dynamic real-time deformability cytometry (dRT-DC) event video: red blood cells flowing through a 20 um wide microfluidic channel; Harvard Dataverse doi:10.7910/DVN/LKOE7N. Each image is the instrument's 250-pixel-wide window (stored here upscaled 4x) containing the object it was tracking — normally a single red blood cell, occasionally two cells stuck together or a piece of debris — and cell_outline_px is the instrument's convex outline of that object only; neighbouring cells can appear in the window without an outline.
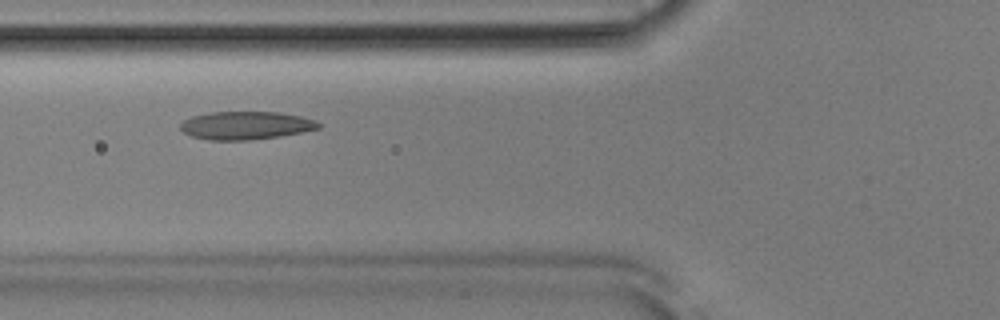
{"species": "Egyptian fruit bat (a non-hibernating species)", "species_latin": "Rousettus aegyptiacus", "temperature_condition": "room temperature", "stored_images_in_passage": 46, "camera_frame_rate_fps": 3000, "um_per_image_px": 0.085, "animal": {"sex": "male"}, "frame": {"image": 1, "passage_image": 13, "time_ms": 4.0, "image_size_px": [1000, 320], "cell_outline_px": [[320, 128], [280, 136], [252, 140], [208, 140], [192, 136], [184, 132], [180, 128], [180, 124], [184, 120], [192, 116], [212, 112], [280, 112], [300, 116], [316, 120], [320, 124]], "centroid_in_image_um": [20.89, 10.66], "position_along_channel_um": 104.9, "area_um2": 22.54}}
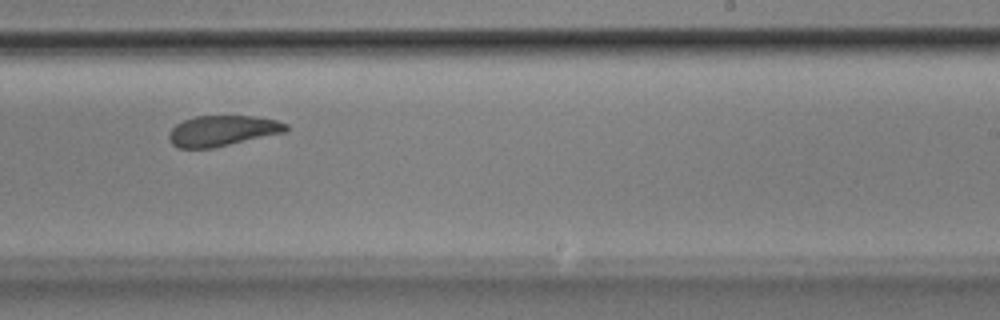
{"frame": {"image": 2, "passage_image": 26, "time_ms": 8.333, "image_size_px": [1000, 320], "cell_outline_px": [[288, 132], [212, 148], [176, 148], [168, 140], [168, 132], [176, 124], [184, 120], [196, 116], [252, 116], [276, 120], [288, 124]], "centroid_in_image_um": [18.9, 11.12], "position_along_channel_um": 270.1, "area_um2": 21.04}}
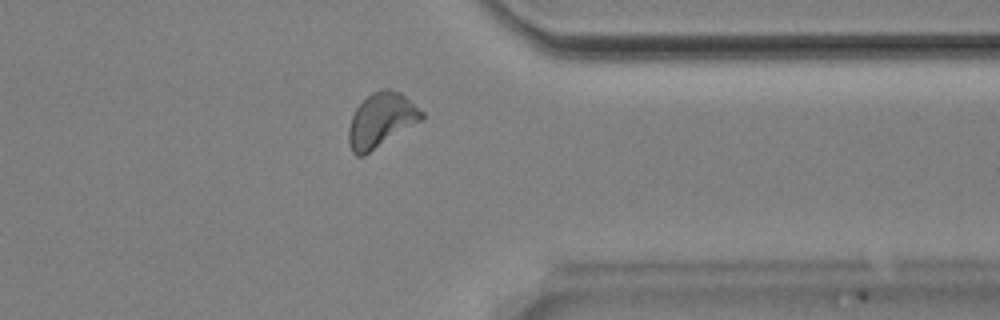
{"frame": {"image": 3, "passage_image": 35, "time_ms": 11.333, "image_size_px": [1000, 320], "cell_outline_px": [[424, 120], [364, 156], [356, 156], [352, 152], [348, 144], [348, 128], [352, 116], [356, 108], [372, 92], [384, 88], [388, 88], [400, 92], [424, 112]], "centroid_in_image_um": [32.41, 10.24], "position_along_channel_um": 379.0, "area_um2": 23.41}, "authors_computed_cell_mechanics": {"area_um2": 21.9062, "velocity_mm_per_s": 3.8205, "shape_relaxation_time_tau1_ms": 3.1551, "shape_relaxation_time_tau2_ms": 3.5271, "deformation_change_tau1": 0.1144, "deformation_change_tau2": 0.0867}}